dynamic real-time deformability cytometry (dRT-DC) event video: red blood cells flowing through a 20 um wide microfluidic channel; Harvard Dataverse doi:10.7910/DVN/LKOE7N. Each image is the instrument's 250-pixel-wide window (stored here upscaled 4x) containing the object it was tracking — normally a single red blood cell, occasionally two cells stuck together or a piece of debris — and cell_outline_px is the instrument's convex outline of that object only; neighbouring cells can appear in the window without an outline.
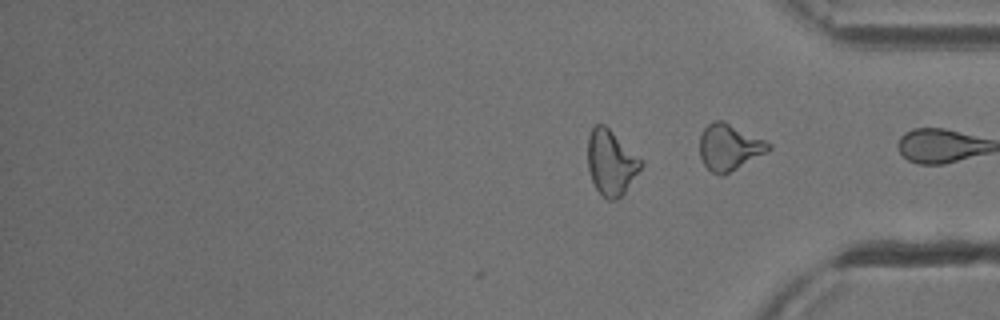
{"species": "common noctule bat (a hibernating species)", "species_latin": "Nyctalus noctula", "temperature_condition": "cold", "stored_images_in_passage": 36, "camera_frame_rate_fps": 3000, "um_per_image_px": 0.085, "animal": {"sex": "male", "body_mass_g": 13.3}, "frame": {"image": 1, "passage_image": 36, "time_ms": 11.667, "image_size_px": [1000, 320], "cell_outline_px": [[644, 164], [624, 192], [616, 200], [608, 200], [596, 188], [592, 180], [588, 168], [588, 136], [592, 128], [596, 124], [604, 124]], "centroid_in_image_um": [51.91, 13.83], "position_along_channel_um": 383.3, "area_um2": 19.54}, "authors_computed_cell_mechanics": {"area_um2": 19.8543, "velocity_mm_per_s": 3.8471, "shape_relaxation_time_tau1_ms": 7.7168, "shape_relaxation_time_tau2_ms": 2.5803, "deformation_change_tau1": 0.1801, "deformation_change_tau2": 0.115}}